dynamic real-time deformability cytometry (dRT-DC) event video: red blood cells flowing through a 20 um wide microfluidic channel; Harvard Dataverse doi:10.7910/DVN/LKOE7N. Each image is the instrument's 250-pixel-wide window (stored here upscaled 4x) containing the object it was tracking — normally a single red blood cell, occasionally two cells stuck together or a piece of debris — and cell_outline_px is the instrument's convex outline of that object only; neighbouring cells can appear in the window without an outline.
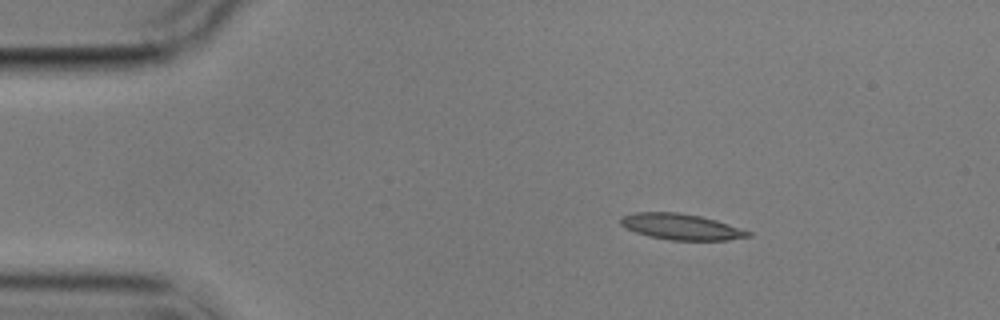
{"species": "common noctule bat (a hibernating species)", "species_latin": "Nyctalus noctula", "temperature_condition": "cold", "stored_images_in_passage": 4, "camera_frame_rate_fps": 3000, "um_per_image_px": 0.085, "animal": {"sex": "male", "body_mass_g": 17.9}, "frame": {"image": 1, "passage_image": 2, "time_ms": 1.333, "image_size_px": [1000, 320], "cell_outline_px": [[752, 236], [728, 240], [672, 240], [648, 236], [636, 232], [620, 224], [620, 216], [636, 212], [676, 212], [700, 216], [716, 220], [752, 232]], "centroid_in_image_um": [57.9, 19.27], "position_along_channel_um": 27.1, "area_um2": 19.19}}